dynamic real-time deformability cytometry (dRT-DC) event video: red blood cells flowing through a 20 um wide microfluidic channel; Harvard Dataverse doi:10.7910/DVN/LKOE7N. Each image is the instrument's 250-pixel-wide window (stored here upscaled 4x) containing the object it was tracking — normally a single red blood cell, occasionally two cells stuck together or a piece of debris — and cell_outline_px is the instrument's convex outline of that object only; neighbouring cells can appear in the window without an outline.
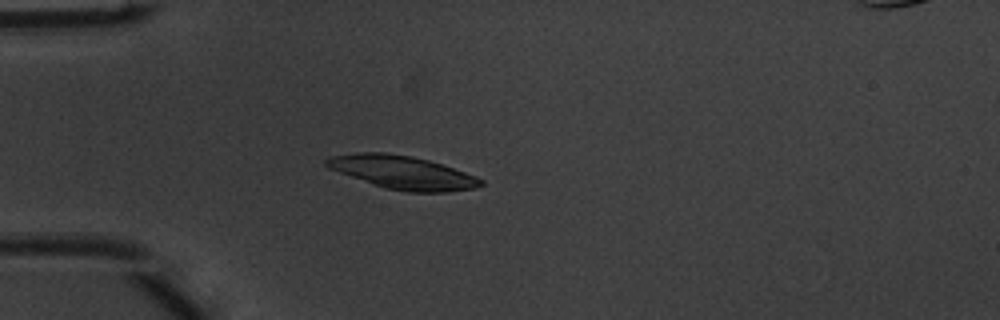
{"species": "common noctule bat (a hibernating species)", "species_latin": "Nyctalus noctula", "temperature_condition": "warm", "stored_images_in_passage": 37, "camera_frame_rate_fps": 3000, "um_per_image_px": 0.085, "animal": {"sex": "male", "body_mass_g": 20.1, "forearm_length_mm": 53.5}, "frame": {"image": 1, "passage_image": 1, "time_ms": 0.0, "image_size_px": [1000, 320], "cell_outline_px": [[484, 184], [476, 188], [448, 192], [408, 192], [384, 188], [328, 168], [324, 164], [324, 160], [332, 156], [356, 152], [384, 152], [412, 156], [428, 160], [476, 176], [484, 180]], "centroid_in_image_um": [34.21, 14.66], "position_along_channel_um": 50.8, "area_um2": 29.88}}
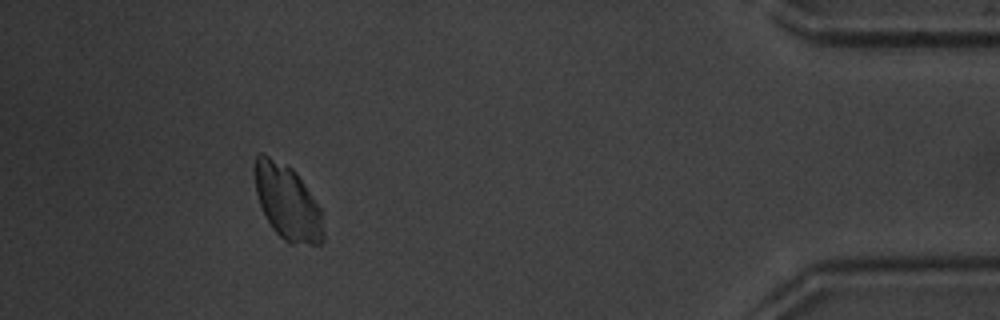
{"frame": {"image": 2, "passage_image": 33, "time_ms": 10.667, "image_size_px": [1000, 320], "cell_outline_px": [[324, 240], [320, 244], [288, 244], [272, 228], [260, 204], [256, 192], [256, 156], [260, 152], [292, 168], [296, 172], [320, 208], [324, 232]], "centroid_in_image_um": [24.46, 17.24], "position_along_channel_um": 410.7, "area_um2": 29.48}}